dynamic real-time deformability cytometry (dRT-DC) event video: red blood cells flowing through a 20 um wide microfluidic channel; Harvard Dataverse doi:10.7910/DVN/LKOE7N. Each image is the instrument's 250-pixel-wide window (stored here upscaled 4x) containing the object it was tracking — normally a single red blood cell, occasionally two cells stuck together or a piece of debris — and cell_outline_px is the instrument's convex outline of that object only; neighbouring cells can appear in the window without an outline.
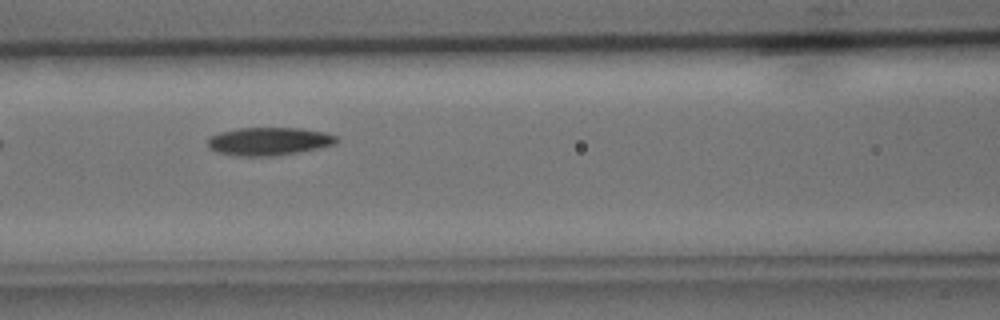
{"species": "common noctule bat (a hibernating species)", "species_latin": "Nyctalus noctula", "temperature_condition": "cold", "stored_images_in_passage": 4, "camera_frame_rate_fps": 3000, "um_per_image_px": 0.085, "animal": {"sex": "male", "body_mass_g": 15.6}, "frame": {"image": 1, "passage_image": 3, "time_ms": 2.333, "image_size_px": [1000, 320], "cell_outline_px": [[340, 140], [336, 144], [320, 148], [272, 156], [236, 156], [220, 152], [208, 148], [208, 140], [212, 136], [220, 132], [236, 128], [300, 128], [324, 132], [336, 136]], "centroid_in_image_um": [22.88, 12.01], "position_along_channel_um": 143.7, "area_um2": 20.98}}
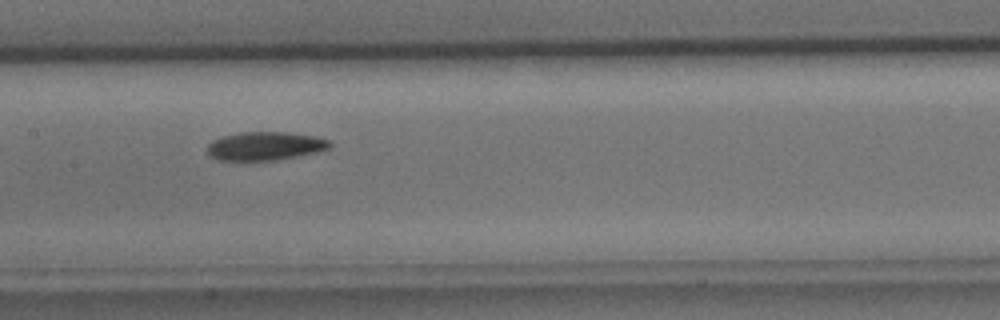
{"frame": {"image": 2, "passage_image": 4, "time_ms": 3.333, "image_size_px": [1000, 320], "cell_outline_px": [[332, 148], [316, 152], [276, 160], [220, 160], [212, 156], [208, 152], [208, 144], [212, 140], [224, 136], [240, 132], [284, 132], [316, 136], [328, 140], [332, 144]], "centroid_in_image_um": [22.57, 12.4], "position_along_channel_um": 184.8, "area_um2": 20.17}}